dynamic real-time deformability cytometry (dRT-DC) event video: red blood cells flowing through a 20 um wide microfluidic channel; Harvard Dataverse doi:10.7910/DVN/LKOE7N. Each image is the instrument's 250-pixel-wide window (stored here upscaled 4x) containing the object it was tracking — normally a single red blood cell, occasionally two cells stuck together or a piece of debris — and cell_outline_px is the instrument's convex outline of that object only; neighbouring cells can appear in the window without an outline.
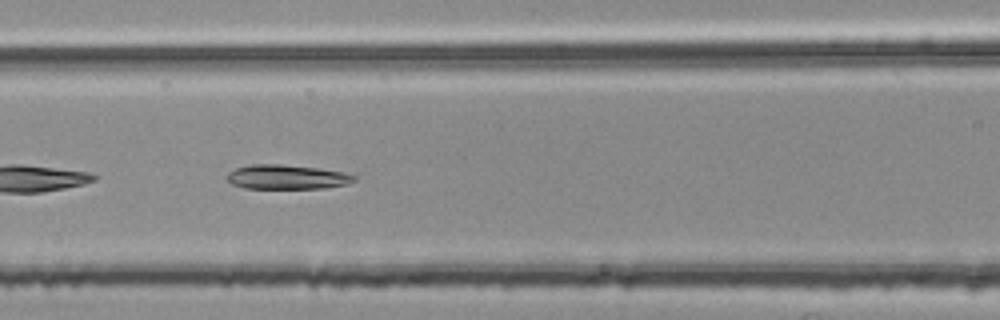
{"species": "common noctule bat (a hibernating species)", "species_latin": "Nyctalus noctula", "temperature_condition": "room temperature", "stored_images_in_passage": 28, "segment_of_instrument_passage": [2, 2], "camera_frame_rate_fps": 3000, "um_per_image_px": 0.085, "animal": {"sex": "female", "body_mass_g": 25.1}, "frame": {"image": 1, "passage_image": 24, "time_ms": 7.667, "image_size_px": [1000, 320], "cell_outline_px": [[356, 180], [348, 184], [324, 188], [244, 188], [232, 184], [224, 176], [228, 172], [236, 168], [252, 164], [280, 164], [316, 168], [340, 172], [356, 176]], "centroid_in_image_um": [24.34, 15.05], "position_along_channel_um": 142.3, "area_um2": 17.98}}